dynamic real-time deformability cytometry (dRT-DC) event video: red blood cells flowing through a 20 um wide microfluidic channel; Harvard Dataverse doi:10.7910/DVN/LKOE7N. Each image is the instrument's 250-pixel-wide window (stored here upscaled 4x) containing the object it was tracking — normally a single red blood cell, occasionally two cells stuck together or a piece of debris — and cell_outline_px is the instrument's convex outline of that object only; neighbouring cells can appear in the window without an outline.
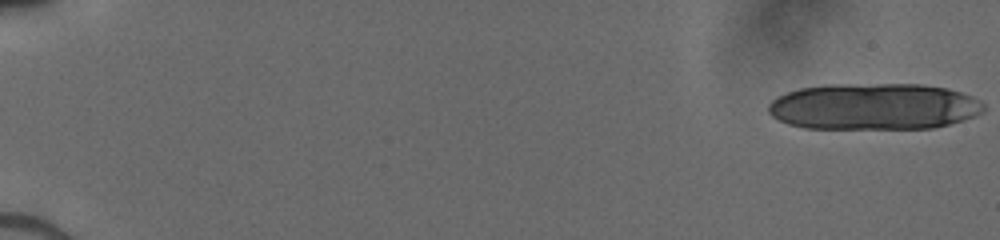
{"species": "human", "species_latin": "Homo sapiens", "temperature_condition": "cold", "stored_images_in_passage": 18, "camera_frame_rate_fps": 3000, "um_per_image_px": 0.085, "donor": {"sex": "male"}, "frame": {"image": 1, "passage_image": 1, "time_ms": 0.0, "image_size_px": [1000, 240], "cell_outline_px": [[984, 108], [980, 112], [972, 116], [948, 124], [932, 128], [804, 128], [788, 124], [772, 116], [768, 112], [768, 104], [776, 96], [800, 88], [828, 84], [924, 84], [948, 88], [972, 96], [980, 100], [984, 104]], "centroid_in_image_um": [74.24, 9.04], "position_along_channel_um": 10.8, "area_um2": 58.38}}